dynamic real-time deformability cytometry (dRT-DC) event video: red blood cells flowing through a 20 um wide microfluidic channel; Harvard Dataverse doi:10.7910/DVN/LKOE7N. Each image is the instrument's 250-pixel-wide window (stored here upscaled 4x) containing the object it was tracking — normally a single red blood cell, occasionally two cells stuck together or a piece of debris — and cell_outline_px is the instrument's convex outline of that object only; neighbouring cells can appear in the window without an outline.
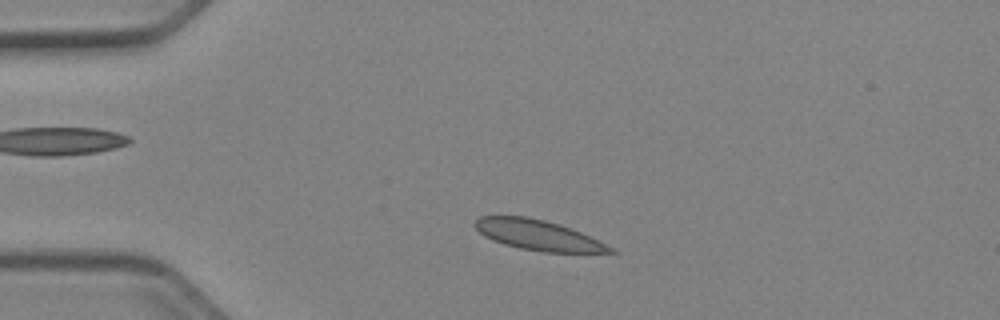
{"species": "Egyptian fruit bat (a non-hibernating species)", "species_latin": "Rousettus aegyptiacus", "temperature_condition": "cold", "stored_images_in_passage": 46, "camera_frame_rate_fps": 3000, "um_per_image_px": 0.085, "animal": {"sex": "female"}, "frame": {"image": 1, "passage_image": 6, "time_ms": 1.667, "image_size_px": [1000, 320], "cell_outline_px": [[616, 252], [544, 252], [520, 248], [504, 244], [492, 240], [484, 236], [472, 224], [480, 216], [528, 216], [560, 224], [572, 228], [616, 248]], "centroid_in_image_um": [45.74, 19.97], "position_along_channel_um": 39.3, "area_um2": 23.81}}
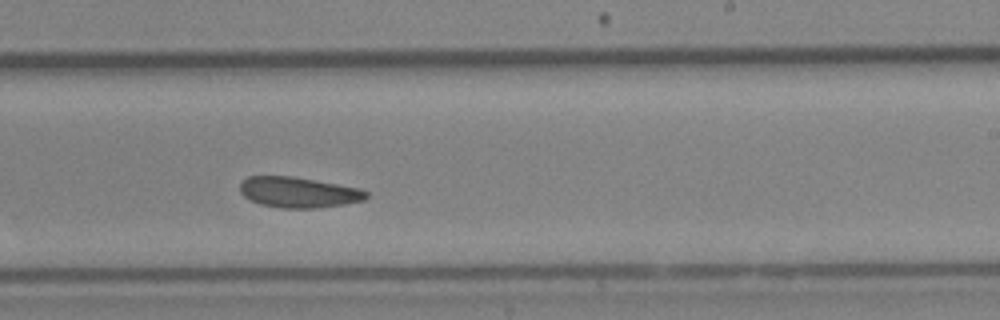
{"frame": {"image": 2, "passage_image": 26, "time_ms": 8.333, "image_size_px": [1000, 320], "cell_outline_px": [[368, 196], [364, 200], [344, 204], [316, 208], [280, 208], [260, 204], [244, 196], [240, 192], [240, 184], [248, 176], [292, 176], [360, 188], [368, 192]], "centroid_in_image_um": [25.38, 16.35], "position_along_channel_um": 263.6, "area_um2": 22.43}}
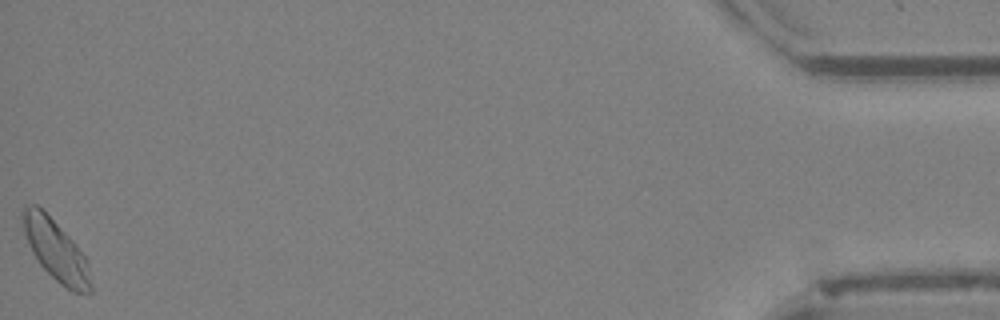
{"frame": {"image": 3, "passage_image": 46, "time_ms": 15.0, "image_size_px": [1000, 320], "cell_outline_px": [[92, 292], [72, 292], [60, 284], [40, 264], [32, 252], [24, 232], [20, 216], [20, 212], [28, 204], [36, 204], [72, 240], [84, 256], [88, 264], [92, 284]], "centroid_in_image_um": [4.73, 21.28], "position_along_channel_um": 430.5, "area_um2": 23.64}, "authors_computed_cell_mechanics": {"area_um2": 23.12, "velocity_mm_per_s": 3.8894, "shape_relaxation_time_tau1_ms": 4.8272, "shape_relaxation_time_tau2_ms": null, "deformation_change_tau1": 0.0768, "deformation_change_tau2": null}}